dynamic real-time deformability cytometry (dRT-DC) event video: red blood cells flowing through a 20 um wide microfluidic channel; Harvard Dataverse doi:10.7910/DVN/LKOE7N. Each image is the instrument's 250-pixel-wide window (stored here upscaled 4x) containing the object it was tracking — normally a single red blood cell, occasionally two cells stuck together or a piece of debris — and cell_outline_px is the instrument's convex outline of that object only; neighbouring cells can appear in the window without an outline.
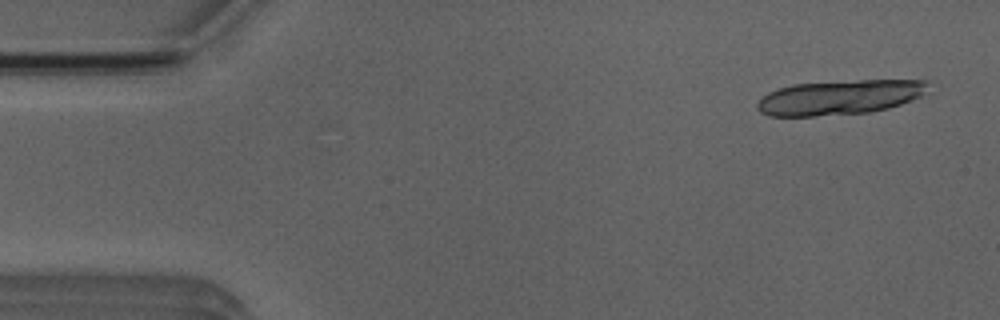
{"species": "Egyptian fruit bat (a non-hibernating species)", "species_latin": "Rousettus aegyptiacus", "temperature_condition": "room temperature", "stored_images_in_passage": 5, "camera_frame_rate_fps": 3000, "um_per_image_px": 0.085, "animal": {"sex": "male"}, "frame": {"image": 1, "passage_image": 1, "time_ms": 0.0, "image_size_px": [1000, 320], "cell_outline_px": [[928, 80], [924, 92], [920, 96], [912, 100], [888, 108], [868, 112], [816, 116], [768, 116], [760, 112], [756, 108], [756, 104], [768, 92], [776, 88], [792, 84], [860, 80]], "centroid_in_image_um": [71.31, 8.27], "position_along_channel_um": 13.7, "area_um2": 34.39}}